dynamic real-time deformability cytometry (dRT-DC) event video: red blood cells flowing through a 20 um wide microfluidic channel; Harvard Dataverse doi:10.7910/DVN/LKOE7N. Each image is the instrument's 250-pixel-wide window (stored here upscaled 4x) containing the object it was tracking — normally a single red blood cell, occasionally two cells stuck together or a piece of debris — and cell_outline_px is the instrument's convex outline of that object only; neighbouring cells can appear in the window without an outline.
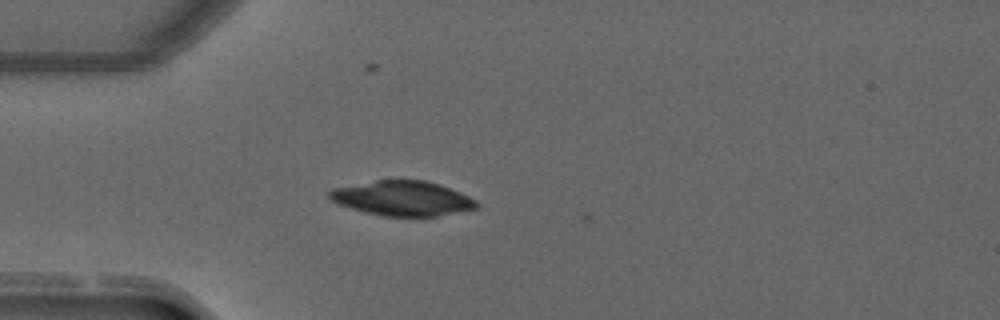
{"species": "common noctule bat (a hibernating species)", "species_latin": "Nyctalus noctula", "temperature_condition": "warm", "stored_images_in_passage": 4, "camera_frame_rate_fps": 3000, "um_per_image_px": 0.085, "animal": {"sex": "male", "forearm_length_mm": 52.5}, "frame": {"image": 1, "passage_image": 3, "time_ms": 0.667, "image_size_px": [1000, 320], "cell_outline_px": [[480, 204], [476, 208], [436, 216], [384, 216], [352, 208], [340, 204], [332, 200], [328, 196], [328, 192], [332, 188], [376, 180], [424, 180], [440, 184], [460, 192], [476, 200]], "centroid_in_image_um": [34.22, 16.84], "position_along_channel_um": 50.8, "area_um2": 29.54}}